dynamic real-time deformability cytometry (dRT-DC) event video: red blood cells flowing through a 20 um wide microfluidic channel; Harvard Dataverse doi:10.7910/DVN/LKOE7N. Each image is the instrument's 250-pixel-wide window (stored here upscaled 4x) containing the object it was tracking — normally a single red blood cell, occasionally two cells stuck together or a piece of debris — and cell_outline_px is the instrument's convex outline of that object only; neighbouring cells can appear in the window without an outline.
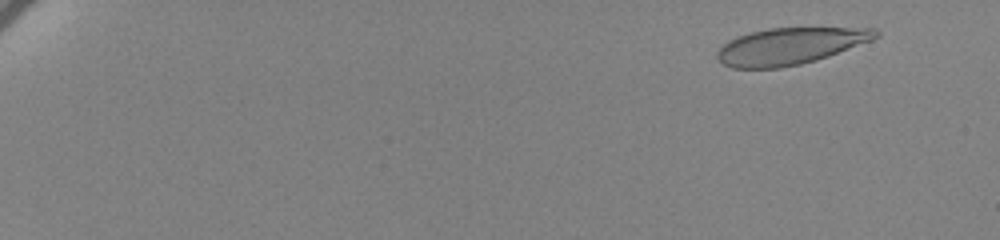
{"species": "human", "species_latin": "Homo sapiens", "temperature_condition": "cold", "stored_images_in_passage": 62, "camera_frame_rate_fps": 3000, "um_per_image_px": 0.085, "donor": {"sex": "female"}, "frame": {"image": 1, "passage_image": 6, "time_ms": 1.667, "image_size_px": [1000, 240], "cell_outline_px": [[880, 36], [872, 40], [828, 56], [816, 60], [800, 64], [780, 68], [732, 68], [724, 64], [716, 56], [716, 52], [728, 40], [736, 36], [768, 28], [876, 28], [880, 32]], "centroid_in_image_um": [67.16, 3.91], "position_along_channel_um": 17.8, "area_um2": 33.76}}
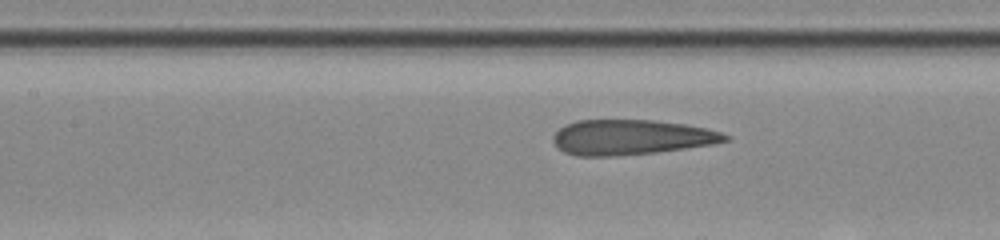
{"frame": {"image": 2, "passage_image": 33, "time_ms": 10.667, "image_size_px": [1000, 240], "cell_outline_px": [[732, 140], [712, 144], [656, 152], [612, 156], [576, 156], [564, 152], [552, 140], [552, 136], [564, 124], [576, 120], [652, 120], [684, 124], [708, 128], [732, 136]], "centroid_in_image_um": [53.66, 11.66], "position_along_channel_um": 153.7, "area_um2": 35.26}}
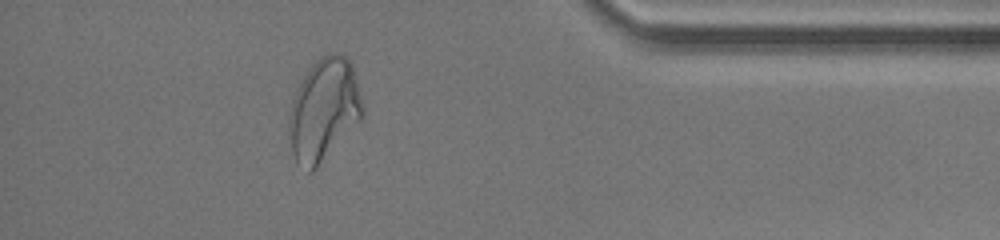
{"frame": {"image": 3, "passage_image": 57, "time_ms": 18.667, "image_size_px": [1000, 240], "cell_outline_px": [[364, 116], [316, 168], [312, 172], [308, 172], [296, 164], [292, 152], [288, 128], [288, 112], [292, 100], [304, 76], [312, 64], [320, 56], [328, 52], [336, 52], [348, 56], [352, 60], [364, 104]], "centroid_in_image_um": [27.55, 9.29], "position_along_channel_um": 407.7, "area_um2": 44.51}, "authors_computed_cell_mechanics": {"area_um2": 35.6626, "velocity_mm_per_s": 3.4378, "shape_relaxation_time_tau1_ms": 7.24, "shape_relaxation_time_tau2_ms": 1.0009, "deformation_change_tau1": 0.2082, "deformation_change_tau2": 0.0951}}